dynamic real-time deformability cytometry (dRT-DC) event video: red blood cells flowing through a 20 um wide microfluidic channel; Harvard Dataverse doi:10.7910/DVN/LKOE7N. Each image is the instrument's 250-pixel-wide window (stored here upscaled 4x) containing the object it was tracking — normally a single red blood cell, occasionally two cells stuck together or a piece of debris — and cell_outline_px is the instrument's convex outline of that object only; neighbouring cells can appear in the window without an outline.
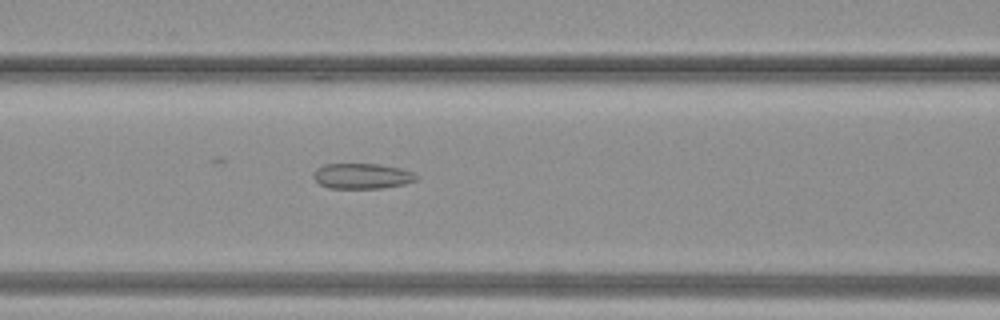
{"species": "common noctule bat (a hibernating species)", "species_latin": "Nyctalus noctula", "temperature_condition": "warm", "stored_images_in_passage": 31, "camera_frame_rate_fps": 3000, "um_per_image_px": 0.085, "animal": {"sex": "female", "body_mass_g": 19.3, "forearm_length_mm": 54.1}, "frame": {"image": 1, "passage_image": 16, "time_ms": 5.0, "image_size_px": [1000, 320], "cell_outline_px": [[420, 176], [416, 180], [404, 184], [380, 188], [328, 188], [320, 184], [312, 176], [312, 172], [316, 168], [324, 164], [380, 164], [400, 168], [412, 172]], "centroid_in_image_um": [30.76, 14.96], "position_along_channel_um": 135.8, "area_um2": 15.32}}
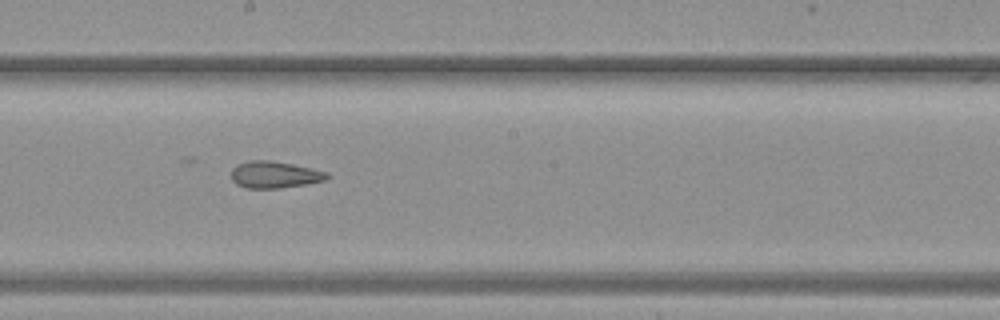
{"frame": {"image": 2, "passage_image": 21, "time_ms": 6.667, "image_size_px": [1000, 320], "cell_outline_px": [[332, 176], [324, 180], [308, 184], [280, 188], [248, 188], [236, 184], [232, 180], [232, 168], [248, 160], [268, 160], [292, 164], [328, 172]], "centroid_in_image_um": [23.37, 14.85], "position_along_channel_um": 224.8, "area_um2": 14.91}}
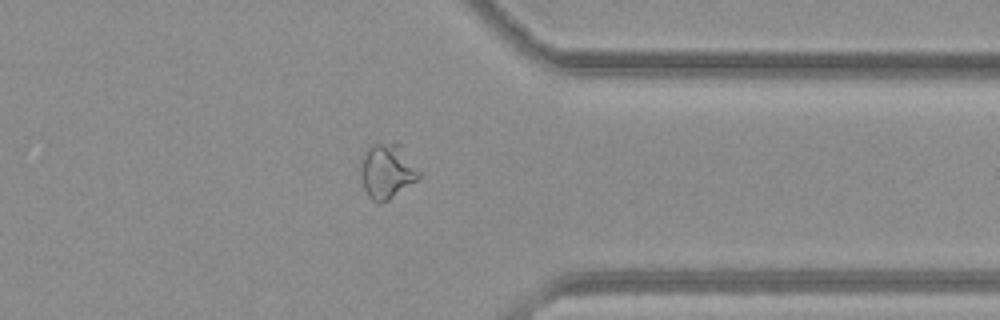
{"frame": {"image": 3, "passage_image": 30, "time_ms": 9.667, "image_size_px": [1000, 320], "cell_outline_px": [[420, 176], [416, 180], [388, 200], [380, 204], [372, 200], [368, 196], [364, 188], [360, 172], [360, 164], [364, 152], [372, 144], [400, 144], [420, 172]], "centroid_in_image_um": [32.87, 14.56], "position_along_channel_um": 378.5, "area_um2": 18.32}}